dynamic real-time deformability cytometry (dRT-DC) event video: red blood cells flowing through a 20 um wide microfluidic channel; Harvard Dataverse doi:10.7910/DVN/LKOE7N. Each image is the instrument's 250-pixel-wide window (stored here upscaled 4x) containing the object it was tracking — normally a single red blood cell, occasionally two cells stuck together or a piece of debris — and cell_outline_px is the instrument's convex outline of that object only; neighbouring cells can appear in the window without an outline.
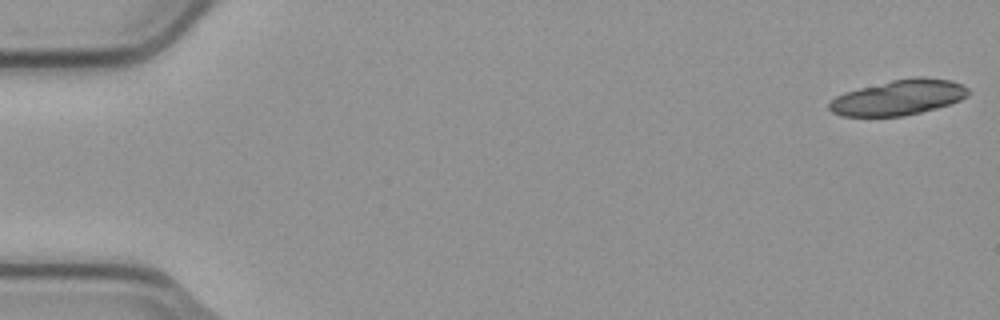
{"species": "common noctule bat (a hibernating species)", "species_latin": "Nyctalus noctula", "temperature_condition": "cold", "stored_images_in_passage": 11, "camera_frame_rate_fps": 3000, "um_per_image_px": 0.085, "animal": {"sex": "male", "body_mass_g": 23.1, "forearm_length_mm": 52.7}, "frame": {"image": 1, "passage_image": 1, "time_ms": 0.0, "image_size_px": [1000, 320], "cell_outline_px": [[968, 96], [960, 100], [936, 108], [904, 116], [840, 116], [832, 112], [828, 108], [828, 104], [836, 96], [844, 92], [892, 80], [916, 76], [924, 76], [952, 80], [964, 84], [968, 88]], "centroid_in_image_um": [76.39, 8.27], "position_along_channel_um": 8.6, "area_um2": 28.67}}